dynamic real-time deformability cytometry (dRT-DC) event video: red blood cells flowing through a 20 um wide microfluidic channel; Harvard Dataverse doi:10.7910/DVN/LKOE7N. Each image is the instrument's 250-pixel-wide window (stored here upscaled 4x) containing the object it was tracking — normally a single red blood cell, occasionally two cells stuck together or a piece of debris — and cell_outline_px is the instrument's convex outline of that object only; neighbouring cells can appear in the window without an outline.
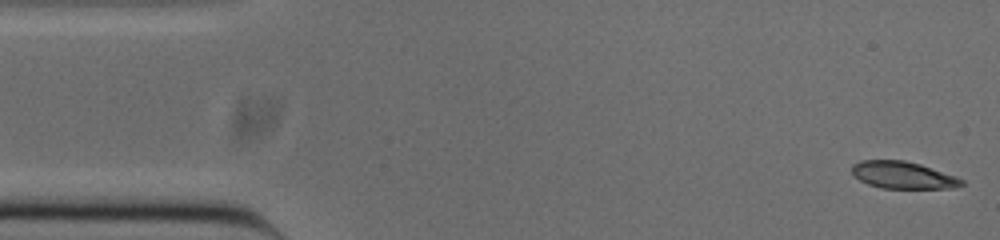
{"species": "common noctule bat (a hibernating species)", "species_latin": "Nyctalus noctula", "temperature_condition": "cold", "stored_images_in_passage": 51, "camera_frame_rate_fps": 3000, "um_per_image_px": 0.085, "animal": {"sex": "male", "body_mass_g": 20.0, "forearm_length_mm": 53.3}, "frame": {"image": 1, "passage_image": 1, "time_ms": 0.0, "image_size_px": [1000, 240], "cell_outline_px": [[964, 184], [956, 188], [880, 188], [868, 184], [852, 176], [852, 164], [860, 160], [904, 160], [920, 164], [956, 176], [964, 180]], "centroid_in_image_um": [76.74, 14.88], "position_along_channel_um": 8.3, "area_um2": 17.46}}
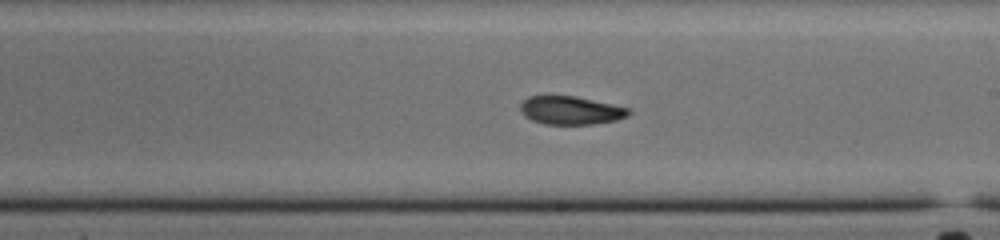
{"frame": {"image": 2, "passage_image": 28, "time_ms": 9.0, "image_size_px": [1000, 240], "cell_outline_px": [[632, 112], [628, 116], [616, 120], [592, 124], [544, 124], [532, 120], [524, 116], [520, 112], [520, 104], [528, 96], [576, 96], [632, 108]], "centroid_in_image_um": [48.54, 9.38], "position_along_channel_um": 240.5, "area_um2": 18.03}}
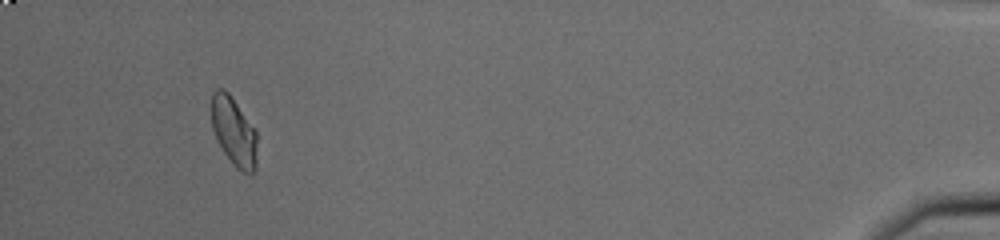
{"frame": {"image": 3, "passage_image": 48, "time_ms": 15.667, "image_size_px": [1000, 240], "cell_outline_px": [[256, 168], [252, 176], [240, 172], [232, 164], [224, 152], [212, 128], [212, 92], [216, 88], [224, 88], [232, 96], [256, 132]], "centroid_in_image_um": [19.88, 11.2], "position_along_channel_um": 415.3, "area_um2": 18.26}, "authors_computed_cell_mechanics": {"area_um2": 18.496, "velocity_mm_per_s": 3.8399, "shape_relaxation_time_tau1_ms": null, "shape_relaxation_time_tau2_ms": 3.642, "deformation_change_tau1": null, "deformation_change_tau2": 0.0794}}